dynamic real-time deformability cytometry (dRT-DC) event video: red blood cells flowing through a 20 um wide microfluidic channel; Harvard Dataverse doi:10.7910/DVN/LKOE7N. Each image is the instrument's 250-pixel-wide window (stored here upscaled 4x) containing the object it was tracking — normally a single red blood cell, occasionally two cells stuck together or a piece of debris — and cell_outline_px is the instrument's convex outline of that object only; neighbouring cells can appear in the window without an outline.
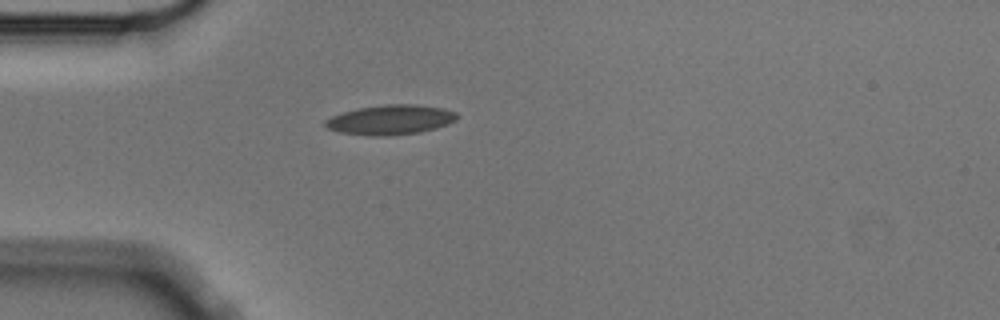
{"species": "Egyptian fruit bat (a non-hibernating species)", "species_latin": "Rousettus aegyptiacus", "temperature_condition": "cold", "stored_images_in_passage": 2, "camera_frame_rate_fps": 3000, "um_per_image_px": 0.085, "animal": {"sex": "male"}, "frame": {"image": 1, "passage_image": 1, "time_ms": 0.0, "image_size_px": [1000, 320], "cell_outline_px": [[460, 116], [456, 120], [448, 124], [436, 128], [420, 132], [388, 136], [372, 136], [340, 132], [328, 128], [324, 124], [324, 120], [332, 116], [356, 108], [384, 104], [412, 104], [444, 108], [456, 112]], "centroid_in_image_um": [33.22, 10.18], "position_along_channel_um": 51.8, "area_um2": 22.95}}